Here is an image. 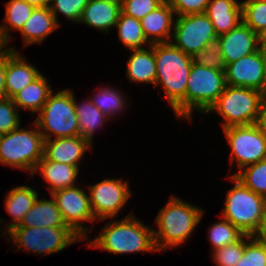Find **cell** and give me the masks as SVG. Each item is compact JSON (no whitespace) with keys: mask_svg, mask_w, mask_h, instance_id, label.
<instances>
[{"mask_svg":"<svg viewBox=\"0 0 266 266\" xmlns=\"http://www.w3.org/2000/svg\"><path fill=\"white\" fill-rule=\"evenodd\" d=\"M218 38L226 65L258 50L259 35L243 22Z\"/></svg>","mask_w":266,"mask_h":266,"instance_id":"obj_15","label":"cell"},{"mask_svg":"<svg viewBox=\"0 0 266 266\" xmlns=\"http://www.w3.org/2000/svg\"><path fill=\"white\" fill-rule=\"evenodd\" d=\"M258 51L266 67V33L259 35Z\"/></svg>","mask_w":266,"mask_h":266,"instance_id":"obj_44","label":"cell"},{"mask_svg":"<svg viewBox=\"0 0 266 266\" xmlns=\"http://www.w3.org/2000/svg\"><path fill=\"white\" fill-rule=\"evenodd\" d=\"M42 74L25 88L20 90L12 99L17 109L31 110L32 113L40 112L53 90L50 89Z\"/></svg>","mask_w":266,"mask_h":266,"instance_id":"obj_26","label":"cell"},{"mask_svg":"<svg viewBox=\"0 0 266 266\" xmlns=\"http://www.w3.org/2000/svg\"><path fill=\"white\" fill-rule=\"evenodd\" d=\"M121 13V0H89L79 22L108 33Z\"/></svg>","mask_w":266,"mask_h":266,"instance_id":"obj_19","label":"cell"},{"mask_svg":"<svg viewBox=\"0 0 266 266\" xmlns=\"http://www.w3.org/2000/svg\"><path fill=\"white\" fill-rule=\"evenodd\" d=\"M5 72H6V57L0 59V100L6 98Z\"/></svg>","mask_w":266,"mask_h":266,"instance_id":"obj_42","label":"cell"},{"mask_svg":"<svg viewBox=\"0 0 266 266\" xmlns=\"http://www.w3.org/2000/svg\"><path fill=\"white\" fill-rule=\"evenodd\" d=\"M91 144L83 137H60L44 140V158L49 161L65 163L78 166V162L83 158L85 151Z\"/></svg>","mask_w":266,"mask_h":266,"instance_id":"obj_16","label":"cell"},{"mask_svg":"<svg viewBox=\"0 0 266 266\" xmlns=\"http://www.w3.org/2000/svg\"><path fill=\"white\" fill-rule=\"evenodd\" d=\"M29 5L38 8V7H48L52 3V0H25Z\"/></svg>","mask_w":266,"mask_h":266,"instance_id":"obj_46","label":"cell"},{"mask_svg":"<svg viewBox=\"0 0 266 266\" xmlns=\"http://www.w3.org/2000/svg\"><path fill=\"white\" fill-rule=\"evenodd\" d=\"M264 93L247 87L227 85L207 113L217 111L224 118L223 128L255 124Z\"/></svg>","mask_w":266,"mask_h":266,"instance_id":"obj_6","label":"cell"},{"mask_svg":"<svg viewBox=\"0 0 266 266\" xmlns=\"http://www.w3.org/2000/svg\"><path fill=\"white\" fill-rule=\"evenodd\" d=\"M177 16L205 13L210 0H165Z\"/></svg>","mask_w":266,"mask_h":266,"instance_id":"obj_40","label":"cell"},{"mask_svg":"<svg viewBox=\"0 0 266 266\" xmlns=\"http://www.w3.org/2000/svg\"><path fill=\"white\" fill-rule=\"evenodd\" d=\"M29 186H17L11 189L5 197V208L12 216L13 223L7 224L6 233L21 224L28 210L32 208L38 198L37 191Z\"/></svg>","mask_w":266,"mask_h":266,"instance_id":"obj_25","label":"cell"},{"mask_svg":"<svg viewBox=\"0 0 266 266\" xmlns=\"http://www.w3.org/2000/svg\"><path fill=\"white\" fill-rule=\"evenodd\" d=\"M193 62L208 68L225 71L226 63L221 54L219 38L210 41L203 49H200L193 56Z\"/></svg>","mask_w":266,"mask_h":266,"instance_id":"obj_34","label":"cell"},{"mask_svg":"<svg viewBox=\"0 0 266 266\" xmlns=\"http://www.w3.org/2000/svg\"><path fill=\"white\" fill-rule=\"evenodd\" d=\"M226 86L225 71L193 62L186 89V118L191 121L192 111L195 109L206 113Z\"/></svg>","mask_w":266,"mask_h":266,"instance_id":"obj_8","label":"cell"},{"mask_svg":"<svg viewBox=\"0 0 266 266\" xmlns=\"http://www.w3.org/2000/svg\"><path fill=\"white\" fill-rule=\"evenodd\" d=\"M19 112L11 98L0 100V132L5 134L20 126Z\"/></svg>","mask_w":266,"mask_h":266,"instance_id":"obj_38","label":"cell"},{"mask_svg":"<svg viewBox=\"0 0 266 266\" xmlns=\"http://www.w3.org/2000/svg\"><path fill=\"white\" fill-rule=\"evenodd\" d=\"M37 171H40L39 173H41L42 177L51 185L47 188L50 194H52L57 190L76 186L74 182L79 173V167L49 161L42 157L37 163L33 174Z\"/></svg>","mask_w":266,"mask_h":266,"instance_id":"obj_21","label":"cell"},{"mask_svg":"<svg viewBox=\"0 0 266 266\" xmlns=\"http://www.w3.org/2000/svg\"><path fill=\"white\" fill-rule=\"evenodd\" d=\"M171 43L186 55L193 57L210 41L218 38L212 22L205 13L177 16Z\"/></svg>","mask_w":266,"mask_h":266,"instance_id":"obj_10","label":"cell"},{"mask_svg":"<svg viewBox=\"0 0 266 266\" xmlns=\"http://www.w3.org/2000/svg\"><path fill=\"white\" fill-rule=\"evenodd\" d=\"M204 211L171 196L167 204L159 211L156 224L159 230H153L157 251L176 247L183 243L202 220Z\"/></svg>","mask_w":266,"mask_h":266,"instance_id":"obj_3","label":"cell"},{"mask_svg":"<svg viewBox=\"0 0 266 266\" xmlns=\"http://www.w3.org/2000/svg\"><path fill=\"white\" fill-rule=\"evenodd\" d=\"M100 90L101 91H99L91 101L107 116L108 119L110 118V115L113 117L114 114L119 113L125 108V99L120 92L108 87Z\"/></svg>","mask_w":266,"mask_h":266,"instance_id":"obj_33","label":"cell"},{"mask_svg":"<svg viewBox=\"0 0 266 266\" xmlns=\"http://www.w3.org/2000/svg\"><path fill=\"white\" fill-rule=\"evenodd\" d=\"M228 179L233 180L235 186L227 192L221 216L244 235L254 236L262 222L266 198L244 186L233 175Z\"/></svg>","mask_w":266,"mask_h":266,"instance_id":"obj_5","label":"cell"},{"mask_svg":"<svg viewBox=\"0 0 266 266\" xmlns=\"http://www.w3.org/2000/svg\"><path fill=\"white\" fill-rule=\"evenodd\" d=\"M254 237L258 241L266 244V203H265V207H264V213H263V218H262L260 228L256 232V234L254 235Z\"/></svg>","mask_w":266,"mask_h":266,"instance_id":"obj_43","label":"cell"},{"mask_svg":"<svg viewBox=\"0 0 266 266\" xmlns=\"http://www.w3.org/2000/svg\"><path fill=\"white\" fill-rule=\"evenodd\" d=\"M122 179H104L89 186V199L95 219L105 220L114 217L126 204L131 191Z\"/></svg>","mask_w":266,"mask_h":266,"instance_id":"obj_13","label":"cell"},{"mask_svg":"<svg viewBox=\"0 0 266 266\" xmlns=\"http://www.w3.org/2000/svg\"><path fill=\"white\" fill-rule=\"evenodd\" d=\"M205 14L217 36L228 33L242 22V5L237 0H210Z\"/></svg>","mask_w":266,"mask_h":266,"instance_id":"obj_20","label":"cell"},{"mask_svg":"<svg viewBox=\"0 0 266 266\" xmlns=\"http://www.w3.org/2000/svg\"><path fill=\"white\" fill-rule=\"evenodd\" d=\"M7 235L19 249L24 247L25 250L36 254H52L62 251L72 243L82 241L69 226L14 227Z\"/></svg>","mask_w":266,"mask_h":266,"instance_id":"obj_9","label":"cell"},{"mask_svg":"<svg viewBox=\"0 0 266 266\" xmlns=\"http://www.w3.org/2000/svg\"><path fill=\"white\" fill-rule=\"evenodd\" d=\"M52 4H50L49 9L51 13L54 15L56 22L57 13L61 12L67 19L79 22L82 12L89 0H52Z\"/></svg>","mask_w":266,"mask_h":266,"instance_id":"obj_37","label":"cell"},{"mask_svg":"<svg viewBox=\"0 0 266 266\" xmlns=\"http://www.w3.org/2000/svg\"><path fill=\"white\" fill-rule=\"evenodd\" d=\"M225 77L227 85L252 88L266 94V67L258 50L227 64Z\"/></svg>","mask_w":266,"mask_h":266,"instance_id":"obj_14","label":"cell"},{"mask_svg":"<svg viewBox=\"0 0 266 266\" xmlns=\"http://www.w3.org/2000/svg\"><path fill=\"white\" fill-rule=\"evenodd\" d=\"M163 2V0H121V11L141 20Z\"/></svg>","mask_w":266,"mask_h":266,"instance_id":"obj_39","label":"cell"},{"mask_svg":"<svg viewBox=\"0 0 266 266\" xmlns=\"http://www.w3.org/2000/svg\"><path fill=\"white\" fill-rule=\"evenodd\" d=\"M67 226L57 208L56 202L52 200H37L24 216L23 221L16 227H57Z\"/></svg>","mask_w":266,"mask_h":266,"instance_id":"obj_24","label":"cell"},{"mask_svg":"<svg viewBox=\"0 0 266 266\" xmlns=\"http://www.w3.org/2000/svg\"><path fill=\"white\" fill-rule=\"evenodd\" d=\"M245 242L244 253L236 266H266V244L254 236Z\"/></svg>","mask_w":266,"mask_h":266,"instance_id":"obj_36","label":"cell"},{"mask_svg":"<svg viewBox=\"0 0 266 266\" xmlns=\"http://www.w3.org/2000/svg\"><path fill=\"white\" fill-rule=\"evenodd\" d=\"M174 10L165 1L155 10L151 11L140 22L147 41L149 44L169 43L172 26H174Z\"/></svg>","mask_w":266,"mask_h":266,"instance_id":"obj_18","label":"cell"},{"mask_svg":"<svg viewBox=\"0 0 266 266\" xmlns=\"http://www.w3.org/2000/svg\"><path fill=\"white\" fill-rule=\"evenodd\" d=\"M255 125L266 136V94L262 97Z\"/></svg>","mask_w":266,"mask_h":266,"instance_id":"obj_41","label":"cell"},{"mask_svg":"<svg viewBox=\"0 0 266 266\" xmlns=\"http://www.w3.org/2000/svg\"><path fill=\"white\" fill-rule=\"evenodd\" d=\"M44 157V138L38 130L20 127L2 135L0 141V163L14 168L33 171Z\"/></svg>","mask_w":266,"mask_h":266,"instance_id":"obj_7","label":"cell"},{"mask_svg":"<svg viewBox=\"0 0 266 266\" xmlns=\"http://www.w3.org/2000/svg\"><path fill=\"white\" fill-rule=\"evenodd\" d=\"M44 140L79 136V123L75 111V96L69 89L50 94L34 122ZM48 132V133H47Z\"/></svg>","mask_w":266,"mask_h":266,"instance_id":"obj_4","label":"cell"},{"mask_svg":"<svg viewBox=\"0 0 266 266\" xmlns=\"http://www.w3.org/2000/svg\"><path fill=\"white\" fill-rule=\"evenodd\" d=\"M155 87L162 84L165 97L179 118H186V89L193 57L186 55L171 42L155 43Z\"/></svg>","mask_w":266,"mask_h":266,"instance_id":"obj_1","label":"cell"},{"mask_svg":"<svg viewBox=\"0 0 266 266\" xmlns=\"http://www.w3.org/2000/svg\"><path fill=\"white\" fill-rule=\"evenodd\" d=\"M244 238L250 239V235H244L239 241L213 251L215 263L218 266H236L244 253L247 241Z\"/></svg>","mask_w":266,"mask_h":266,"instance_id":"obj_35","label":"cell"},{"mask_svg":"<svg viewBox=\"0 0 266 266\" xmlns=\"http://www.w3.org/2000/svg\"><path fill=\"white\" fill-rule=\"evenodd\" d=\"M2 135H3V133L0 132V141H1Z\"/></svg>","mask_w":266,"mask_h":266,"instance_id":"obj_47","label":"cell"},{"mask_svg":"<svg viewBox=\"0 0 266 266\" xmlns=\"http://www.w3.org/2000/svg\"><path fill=\"white\" fill-rule=\"evenodd\" d=\"M92 241L89 248H100L112 254L157 251L153 229L130 214L120 221L108 223Z\"/></svg>","mask_w":266,"mask_h":266,"instance_id":"obj_2","label":"cell"},{"mask_svg":"<svg viewBox=\"0 0 266 266\" xmlns=\"http://www.w3.org/2000/svg\"><path fill=\"white\" fill-rule=\"evenodd\" d=\"M41 73L19 56L15 48L6 55L5 93L7 98H13L20 90L36 80Z\"/></svg>","mask_w":266,"mask_h":266,"instance_id":"obj_17","label":"cell"},{"mask_svg":"<svg viewBox=\"0 0 266 266\" xmlns=\"http://www.w3.org/2000/svg\"><path fill=\"white\" fill-rule=\"evenodd\" d=\"M243 236L244 234L236 226L223 218L211 226L208 238L214 248L212 251H215L239 241Z\"/></svg>","mask_w":266,"mask_h":266,"instance_id":"obj_32","label":"cell"},{"mask_svg":"<svg viewBox=\"0 0 266 266\" xmlns=\"http://www.w3.org/2000/svg\"><path fill=\"white\" fill-rule=\"evenodd\" d=\"M48 7L35 8L30 18L20 30L25 46L41 43L50 33L59 27Z\"/></svg>","mask_w":266,"mask_h":266,"instance_id":"obj_22","label":"cell"},{"mask_svg":"<svg viewBox=\"0 0 266 266\" xmlns=\"http://www.w3.org/2000/svg\"><path fill=\"white\" fill-rule=\"evenodd\" d=\"M223 130L232 149L231 164L236 159L239 170L266 159V136L255 124L232 126Z\"/></svg>","mask_w":266,"mask_h":266,"instance_id":"obj_11","label":"cell"},{"mask_svg":"<svg viewBox=\"0 0 266 266\" xmlns=\"http://www.w3.org/2000/svg\"><path fill=\"white\" fill-rule=\"evenodd\" d=\"M34 9L35 7L29 5L25 0H10L7 2L4 19L7 24L0 25V28L8 41L11 39L10 34H8L9 30L12 28L20 31Z\"/></svg>","mask_w":266,"mask_h":266,"instance_id":"obj_29","label":"cell"},{"mask_svg":"<svg viewBox=\"0 0 266 266\" xmlns=\"http://www.w3.org/2000/svg\"><path fill=\"white\" fill-rule=\"evenodd\" d=\"M242 5V22L258 35L266 33V0H245Z\"/></svg>","mask_w":266,"mask_h":266,"instance_id":"obj_31","label":"cell"},{"mask_svg":"<svg viewBox=\"0 0 266 266\" xmlns=\"http://www.w3.org/2000/svg\"><path fill=\"white\" fill-rule=\"evenodd\" d=\"M150 49H131L133 54L127 64V77L130 81L155 84L156 61L154 56V44Z\"/></svg>","mask_w":266,"mask_h":266,"instance_id":"obj_23","label":"cell"},{"mask_svg":"<svg viewBox=\"0 0 266 266\" xmlns=\"http://www.w3.org/2000/svg\"><path fill=\"white\" fill-rule=\"evenodd\" d=\"M9 41L5 38L1 28H0V59L6 57V55L10 52L11 48H6L5 50L2 51V48L5 47V45L8 43Z\"/></svg>","mask_w":266,"mask_h":266,"instance_id":"obj_45","label":"cell"},{"mask_svg":"<svg viewBox=\"0 0 266 266\" xmlns=\"http://www.w3.org/2000/svg\"><path fill=\"white\" fill-rule=\"evenodd\" d=\"M55 200L63 220L83 240L87 239L86 227L83 221L94 222L95 217L91 209L90 199L83 189L74 186L63 188L50 194ZM80 223V224H79Z\"/></svg>","mask_w":266,"mask_h":266,"instance_id":"obj_12","label":"cell"},{"mask_svg":"<svg viewBox=\"0 0 266 266\" xmlns=\"http://www.w3.org/2000/svg\"><path fill=\"white\" fill-rule=\"evenodd\" d=\"M84 102L79 105L75 101V111L78 118L80 136L92 145V137L96 127L102 126L107 116L91 100Z\"/></svg>","mask_w":266,"mask_h":266,"instance_id":"obj_27","label":"cell"},{"mask_svg":"<svg viewBox=\"0 0 266 266\" xmlns=\"http://www.w3.org/2000/svg\"><path fill=\"white\" fill-rule=\"evenodd\" d=\"M233 176L244 186L266 198V159L244 167Z\"/></svg>","mask_w":266,"mask_h":266,"instance_id":"obj_30","label":"cell"},{"mask_svg":"<svg viewBox=\"0 0 266 266\" xmlns=\"http://www.w3.org/2000/svg\"><path fill=\"white\" fill-rule=\"evenodd\" d=\"M115 26L118 28L119 40L130 50L142 49L143 45L149 43L145 38L140 20L122 11Z\"/></svg>","mask_w":266,"mask_h":266,"instance_id":"obj_28","label":"cell"}]
</instances>
